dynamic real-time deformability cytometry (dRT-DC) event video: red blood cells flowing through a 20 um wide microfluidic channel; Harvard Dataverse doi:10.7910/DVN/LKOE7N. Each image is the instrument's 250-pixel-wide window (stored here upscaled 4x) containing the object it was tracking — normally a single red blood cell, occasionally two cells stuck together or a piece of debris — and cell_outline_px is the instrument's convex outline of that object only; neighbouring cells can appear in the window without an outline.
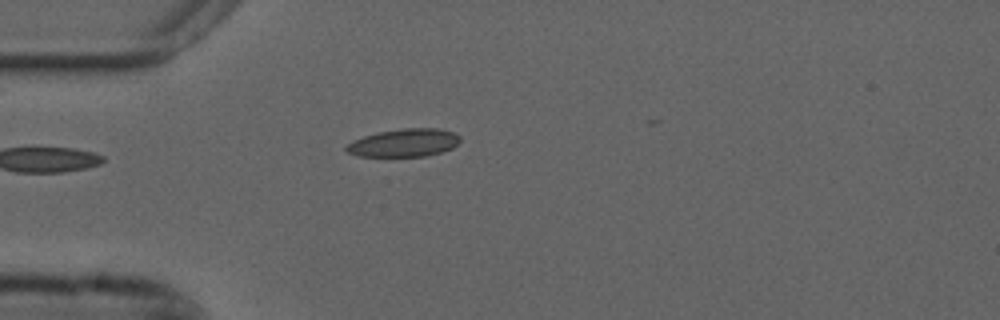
{"species": "common noctule bat (a hibernating species)", "species_latin": "Nyctalus noctula", "temperature_condition": "cold", "stored_images_in_passage": 41, "camera_frame_rate_fps": 3000, "um_per_image_px": 0.085, "animal": {"sex": "male", "forearm_length_mm": 52.5}, "frame": {"image": 1, "passage_image": 1, "time_ms": 0.0, "image_size_px": [1000, 320], "cell_outline_px": [[460, 140], [452, 148], [440, 152], [424, 156], [360, 156], [348, 152], [344, 148], [352, 140], [364, 136], [380, 132], [404, 128], [440, 128], [452, 132], [460, 136]], "centroid_in_image_um": [34.35, 12.13], "position_along_channel_um": 50.7, "area_um2": 18.32}}
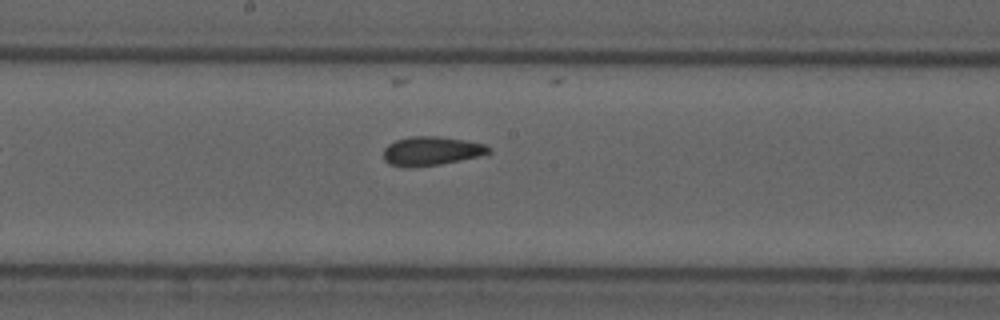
{"frame": {"image": 2, "passage_image": 15, "time_ms": 4.667, "image_size_px": [1000, 320], "cell_outline_px": [[492, 152], [488, 156], [440, 164], [408, 168], [404, 168], [388, 164], [384, 160], [384, 148], [388, 144], [396, 140], [412, 136], [440, 136], [464, 140], [484, 144], [492, 148]], "centroid_in_image_um": [36.72, 12.85], "position_along_channel_um": 211.5, "area_um2": 18.26}}
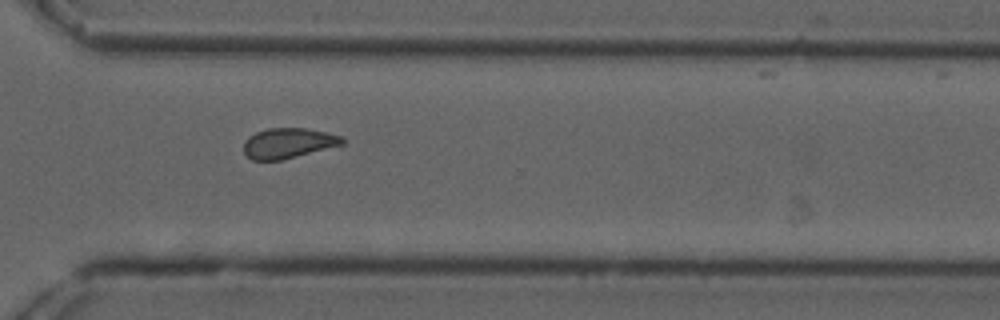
{"frame": {"image": 3, "passage_image": 26, "time_ms": 8.333, "image_size_px": [1000, 320], "cell_outline_px": [[344, 144], [280, 160], [252, 160], [244, 152], [244, 140], [248, 136], [256, 132], [268, 128], [304, 128], [324, 132], [340, 136], [344, 140]], "centroid_in_image_um": [24.45, 12.16], "position_along_channel_um": 346.1, "area_um2": 17.11}, "authors_computed_cell_mechanics": {"area_um2": 17.6868, "velocity_mm_per_s": 3.6819, "shape_relaxation_time_tau1_ms": null, "shape_relaxation_time_tau2_ms": 2.1662, "deformation_change_tau1": null, "deformation_change_tau2": 0.0837}}